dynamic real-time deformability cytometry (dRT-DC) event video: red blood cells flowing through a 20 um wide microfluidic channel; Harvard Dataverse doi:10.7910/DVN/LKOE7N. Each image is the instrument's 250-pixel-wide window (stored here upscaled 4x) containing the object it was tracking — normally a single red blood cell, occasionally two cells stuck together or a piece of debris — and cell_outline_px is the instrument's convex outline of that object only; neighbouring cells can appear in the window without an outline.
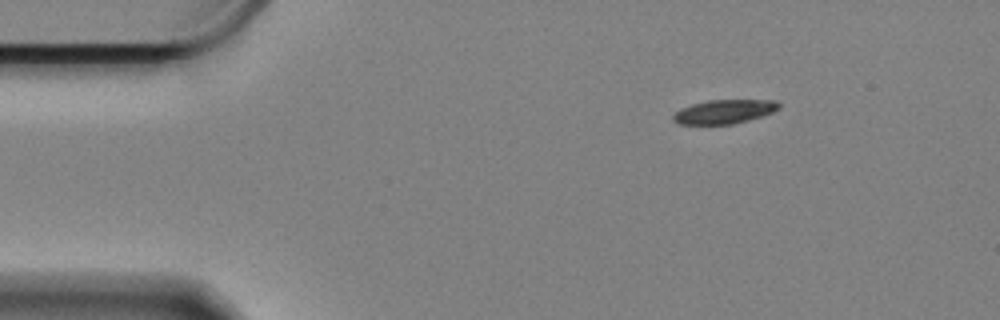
{"species": "Egyptian fruit bat (a non-hibernating species)", "species_latin": "Rousettus aegyptiacus", "temperature_condition": "cold", "stored_images_in_passage": 53, "camera_frame_rate_fps": 3000, "um_per_image_px": 0.085, "animal": {"sex": "female"}, "frame": {"image": 1, "passage_image": 1, "time_ms": 0.0, "image_size_px": [1000, 320], "cell_outline_px": [[780, 108], [772, 112], [748, 120], [732, 124], [680, 124], [672, 120], [672, 116], [680, 108], [692, 104], [708, 100], [776, 100], [780, 104]], "centroid_in_image_um": [61.54, 9.48], "position_along_channel_um": 23.5, "area_um2": 14.68}}
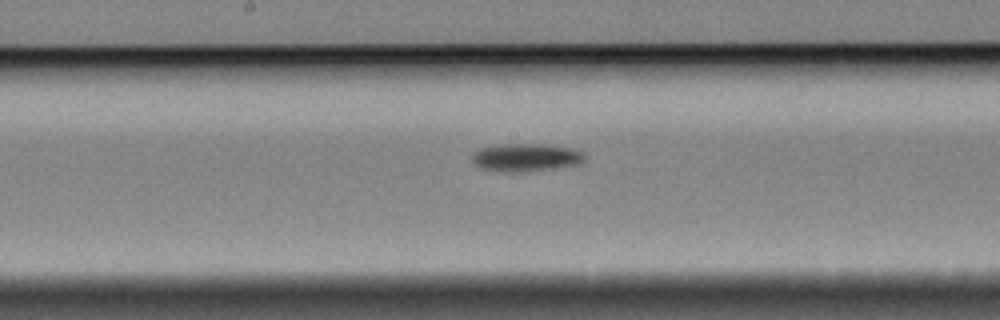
{"frame": {"image": 2, "passage_image": 23, "time_ms": 7.333, "image_size_px": [1000, 320], "cell_outline_px": [[588, 156], [584, 160], [576, 164], [512, 172], [504, 172], [484, 168], [476, 164], [472, 160], [472, 156], [480, 148], [500, 144], [540, 144], [568, 148], [584, 152]], "centroid_in_image_um": [44.69, 13.35], "position_along_channel_um": 203.5, "area_um2": 17.57}}
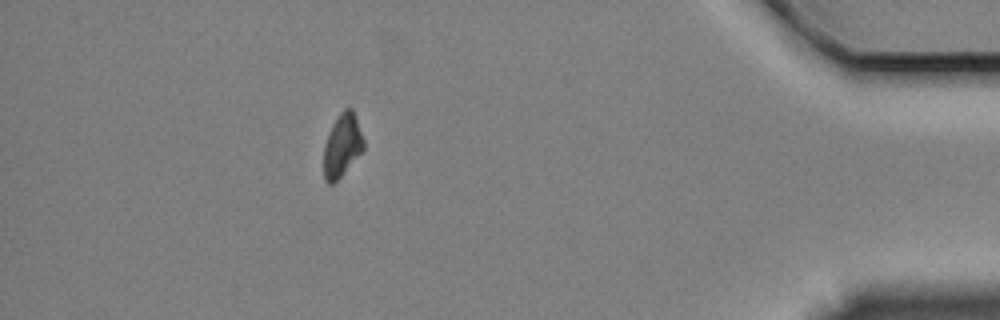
{"frame": {"image": 3, "passage_image": 46, "time_ms": 15.0, "image_size_px": [1000, 320], "cell_outline_px": [[364, 148], [340, 176], [332, 184], [328, 184], [324, 180], [324, 148], [332, 124], [340, 112], [344, 108], [352, 108], [364, 140]], "centroid_in_image_um": [29.07, 12.34], "position_along_channel_um": 406.1, "area_um2": 14.22}, "authors_computed_cell_mechanics": {"area_um2": 16.5308, "velocity_mm_per_s": 3.3077, "shape_relaxation_time_tau1_ms": 5.1863, "shape_relaxation_time_tau2_ms": null, "deformation_change_tau1": 0.126, "deformation_change_tau2": null}}